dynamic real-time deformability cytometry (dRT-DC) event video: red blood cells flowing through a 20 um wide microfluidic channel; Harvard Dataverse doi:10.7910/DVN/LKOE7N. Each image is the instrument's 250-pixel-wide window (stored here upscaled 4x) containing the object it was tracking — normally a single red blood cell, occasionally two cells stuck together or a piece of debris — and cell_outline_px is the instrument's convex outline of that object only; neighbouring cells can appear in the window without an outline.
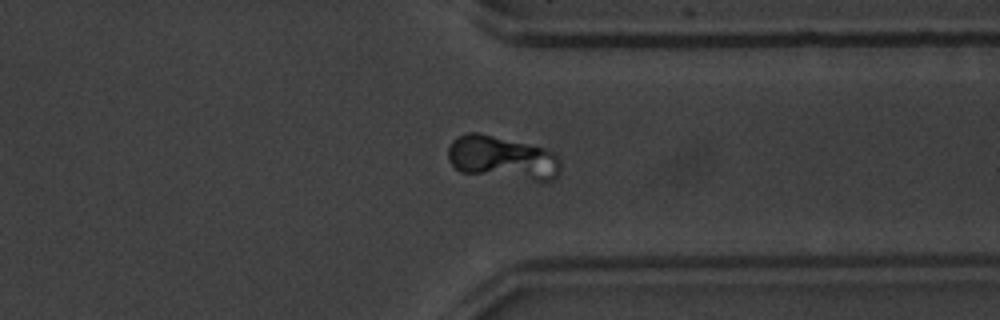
{"species": "common noctule bat (a hibernating species)", "species_latin": "Nyctalus noctula", "temperature_condition": "warm", "stored_images_in_passage": 49, "camera_frame_rate_fps": 3000, "um_per_image_px": 0.085, "animal": {"sex": "male", "body_mass_g": 20.1, "forearm_length_mm": 53.5}, "frame": {"image": 1, "passage_image": 34, "time_ms": 11.0, "image_size_px": [1000, 320], "cell_outline_px": [[560, 172], [552, 180], [544, 184], [540, 184], [460, 172], [448, 160], [448, 148], [452, 140], [456, 136], [468, 132], [480, 132], [544, 148], [552, 152], [560, 160]], "centroid_in_image_um": [42.72, 13.47], "position_along_channel_um": 368.7, "area_um2": 29.65}}